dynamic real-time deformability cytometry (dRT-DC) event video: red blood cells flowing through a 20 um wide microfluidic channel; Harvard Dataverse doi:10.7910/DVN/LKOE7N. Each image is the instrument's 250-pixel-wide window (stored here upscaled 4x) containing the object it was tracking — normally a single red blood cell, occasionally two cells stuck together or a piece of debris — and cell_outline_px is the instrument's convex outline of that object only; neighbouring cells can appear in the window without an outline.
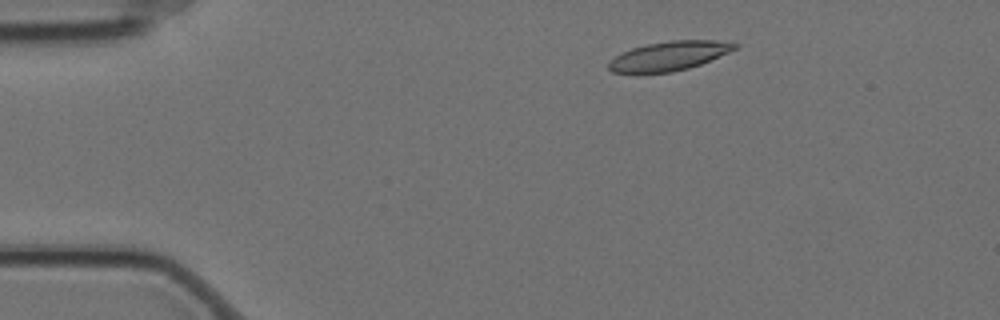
{"species": "Egyptian fruit bat (a non-hibernating species)", "species_latin": "Rousettus aegyptiacus", "temperature_condition": "cold", "stored_images_in_passage": 4, "camera_frame_rate_fps": 3000, "um_per_image_px": 0.085, "animal": {"sex": "female"}, "frame": {"image": 1, "passage_image": 2, "time_ms": 0.333, "image_size_px": [1000, 320], "cell_outline_px": [[740, 44], [736, 48], [728, 52], [700, 64], [688, 68], [672, 72], [612, 72], [608, 68], [608, 64], [616, 56], [632, 48], [648, 44], [668, 40], [716, 40]], "centroid_in_image_um": [56.89, 4.74], "position_along_channel_um": 28.1, "area_um2": 20.98}}
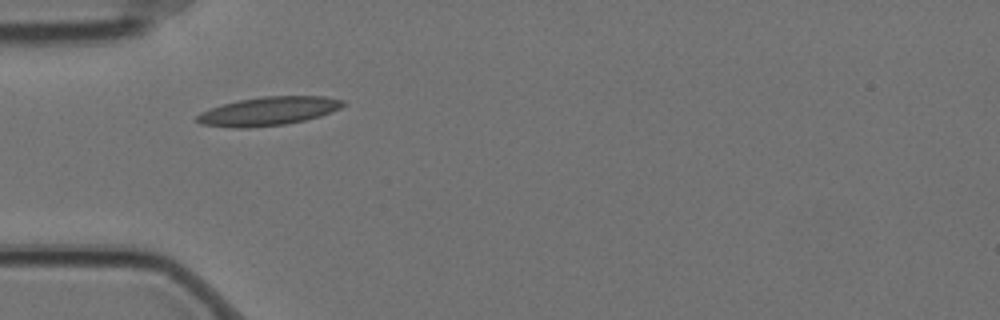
{"frame": {"image": 2, "passage_image": 4, "time_ms": 1.0, "image_size_px": [1000, 320], "cell_outline_px": [[344, 104], [340, 108], [332, 112], [320, 116], [304, 120], [284, 124], [248, 128], [236, 128], [200, 124], [196, 120], [196, 116], [200, 112], [236, 100], [264, 96], [324, 96], [344, 100]], "centroid_in_image_um": [22.81, 9.44], "position_along_channel_um": 62.2, "area_um2": 24.28}}